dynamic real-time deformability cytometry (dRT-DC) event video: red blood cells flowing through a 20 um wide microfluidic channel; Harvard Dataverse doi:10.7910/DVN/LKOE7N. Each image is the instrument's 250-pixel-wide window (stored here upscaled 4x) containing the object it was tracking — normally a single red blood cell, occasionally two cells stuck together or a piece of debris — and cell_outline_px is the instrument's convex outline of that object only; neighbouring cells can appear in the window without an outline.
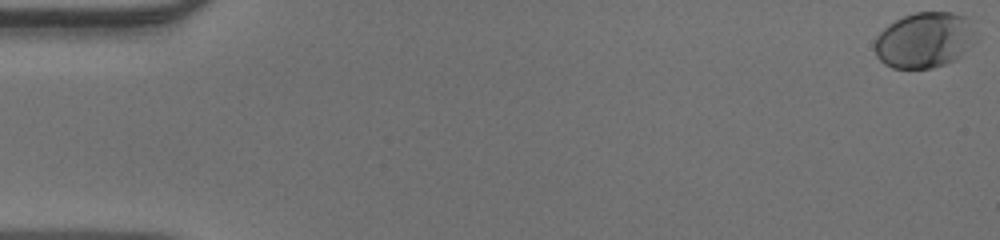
{"species": "human", "species_latin": "Homo sapiens", "temperature_condition": "warm", "stored_images_in_passage": 51, "camera_frame_rate_fps": 3000, "um_per_image_px": 0.085, "donor": {"sex": "male"}, "frame": {"image": 1, "passage_image": 1, "time_ms": 0.0, "image_size_px": [1000, 240], "cell_outline_px": [[980, 40], [956, 60], [932, 68], [892, 68], [884, 64], [876, 56], [876, 36], [888, 24], [904, 16], [916, 12], [952, 12], [968, 16], [980, 36]], "centroid_in_image_um": [78.69, 3.39], "position_along_channel_um": 6.3, "area_um2": 33.58}}
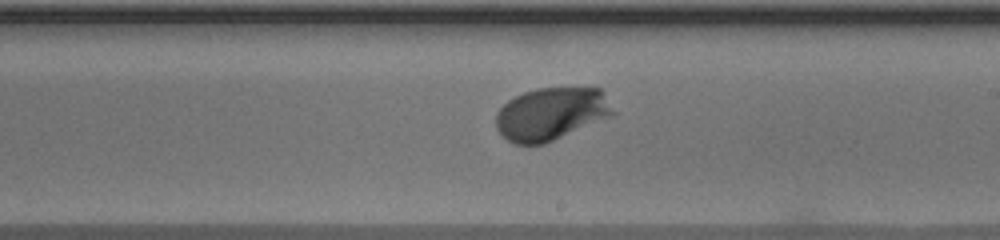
{"frame": {"image": 2, "passage_image": 30, "time_ms": 9.667, "image_size_px": [1000, 240], "cell_outline_px": [[616, 112], [612, 116], [544, 144], [516, 144], [508, 140], [496, 128], [496, 112], [508, 100], [524, 92], [536, 88], [600, 88], [604, 92]], "centroid_in_image_um": [46.86, 9.67], "position_along_channel_um": 242.1, "area_um2": 35.89}}
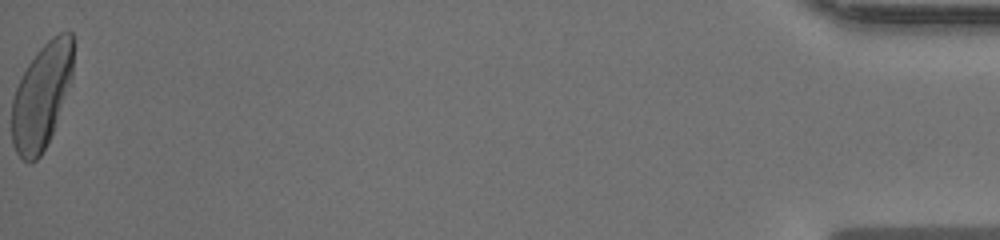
{"frame": {"image": 3, "passage_image": 51, "time_ms": 16.667, "image_size_px": [1000, 240], "cell_outline_px": [[72, 80], [52, 132], [40, 156], [32, 164], [28, 164], [16, 152], [12, 144], [12, 100], [16, 88], [28, 64], [40, 48], [52, 36], [60, 32], [72, 32]], "centroid_in_image_um": [3.52, 8.19], "position_along_channel_um": 431.7, "area_um2": 37.22}}